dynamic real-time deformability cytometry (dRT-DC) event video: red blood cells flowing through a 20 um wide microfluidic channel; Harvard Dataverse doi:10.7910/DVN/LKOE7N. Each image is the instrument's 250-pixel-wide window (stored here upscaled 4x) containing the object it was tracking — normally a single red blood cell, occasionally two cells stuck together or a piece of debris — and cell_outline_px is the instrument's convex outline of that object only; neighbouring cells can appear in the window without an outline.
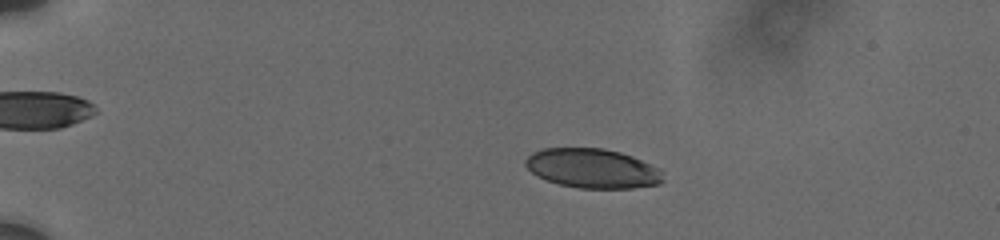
{"species": "human", "species_latin": "Homo sapiens", "temperature_condition": "cold", "stored_images_in_passage": 71, "camera_frame_rate_fps": 3000, "um_per_image_px": 0.085, "donor": {"sex": "male"}, "frame": {"image": 1, "passage_image": 10, "time_ms": 2.667, "image_size_px": [1000, 240], "cell_outline_px": [[664, 180], [660, 184], [632, 188], [580, 188], [560, 184], [536, 176], [524, 164], [524, 160], [532, 152], [544, 148], [604, 148], [620, 152], [632, 156], [660, 168]], "centroid_in_image_um": [50.37, 14.31], "position_along_channel_um": 34.6, "area_um2": 31.67}}
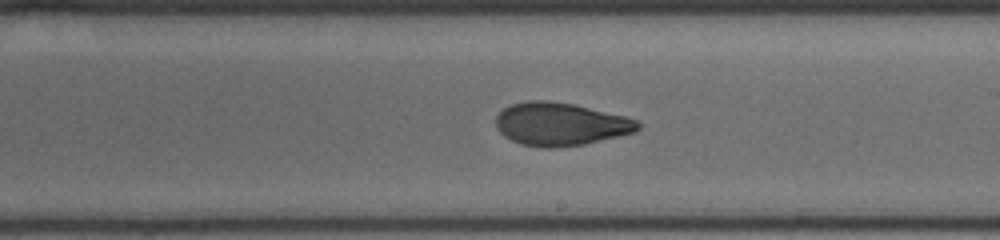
{"frame": {"image": 2, "passage_image": 39, "time_ms": 10.333, "image_size_px": [1000, 240], "cell_outline_px": [[640, 128], [636, 132], [620, 136], [584, 144], [552, 148], [540, 148], [520, 144], [504, 136], [496, 128], [496, 116], [504, 108], [512, 104], [528, 100], [548, 100], [572, 104], [624, 116], [636, 120], [640, 124]], "centroid_in_image_um": [47.62, 10.56], "position_along_channel_um": 241.4, "area_um2": 35.55}}
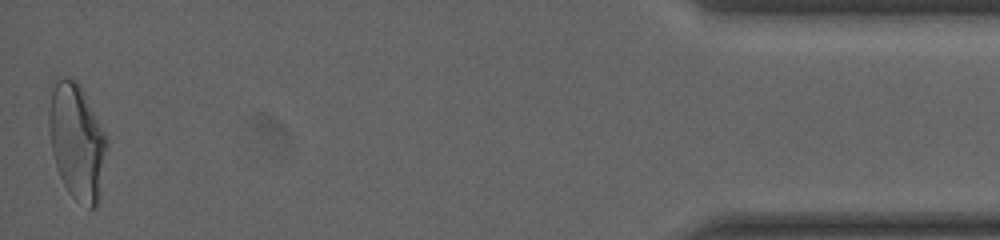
{"frame": {"image": 3, "passage_image": 71, "time_ms": 17.333, "image_size_px": [1000, 240], "cell_outline_px": [[108, 140], [100, 196], [96, 208], [88, 208], [76, 200], [68, 192], [60, 176], [52, 152], [48, 124], [48, 108], [52, 80], [64, 76], [72, 76], [80, 84]], "centroid_in_image_um": [6.52, 11.98], "position_along_channel_um": 428.7, "area_um2": 39.54}, "authors_computed_cell_mechanics": {"area_um2": 35.1424, "velocity_mm_per_s": 3.73, "shape_relaxation_time_tau1_ms": 5.8069, "shape_relaxation_time_tau2_ms": 1.6858, "deformation_change_tau1": 0.1826, "deformation_change_tau2": 0.073}}